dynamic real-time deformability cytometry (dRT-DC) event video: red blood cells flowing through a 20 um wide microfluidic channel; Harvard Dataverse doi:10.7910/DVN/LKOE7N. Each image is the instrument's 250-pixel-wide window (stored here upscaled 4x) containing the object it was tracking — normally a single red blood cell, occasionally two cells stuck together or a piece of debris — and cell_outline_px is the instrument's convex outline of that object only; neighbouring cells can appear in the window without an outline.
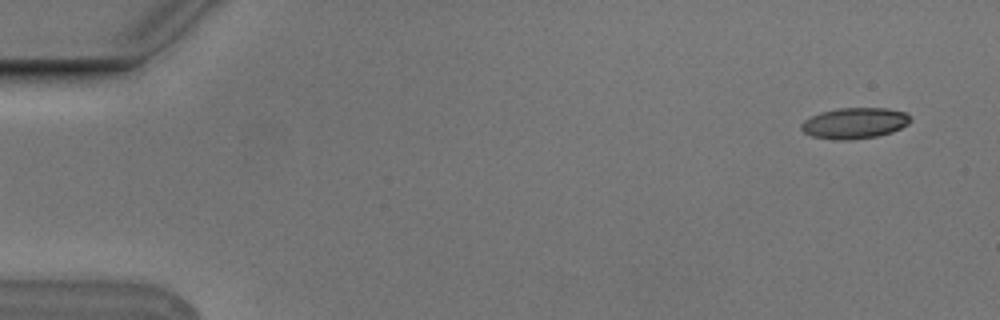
{"species": "Egyptian fruit bat (a non-hibernating species)", "species_latin": "Rousettus aegyptiacus", "temperature_condition": "cold", "stored_images_in_passage": 4, "camera_frame_rate_fps": 3000, "um_per_image_px": 0.085, "animal": {"sex": "male"}, "frame": {"image": 1, "passage_image": 4, "time_ms": 1.0, "image_size_px": [1000, 320], "cell_outline_px": [[912, 120], [908, 124], [892, 132], [876, 136], [852, 140], [836, 140], [812, 136], [804, 132], [800, 128], [800, 124], [804, 120], [820, 112], [836, 108], [888, 108], [904, 112]], "centroid_in_image_um": [72.62, 10.47], "position_along_channel_um": 12.4, "area_um2": 19.71}}